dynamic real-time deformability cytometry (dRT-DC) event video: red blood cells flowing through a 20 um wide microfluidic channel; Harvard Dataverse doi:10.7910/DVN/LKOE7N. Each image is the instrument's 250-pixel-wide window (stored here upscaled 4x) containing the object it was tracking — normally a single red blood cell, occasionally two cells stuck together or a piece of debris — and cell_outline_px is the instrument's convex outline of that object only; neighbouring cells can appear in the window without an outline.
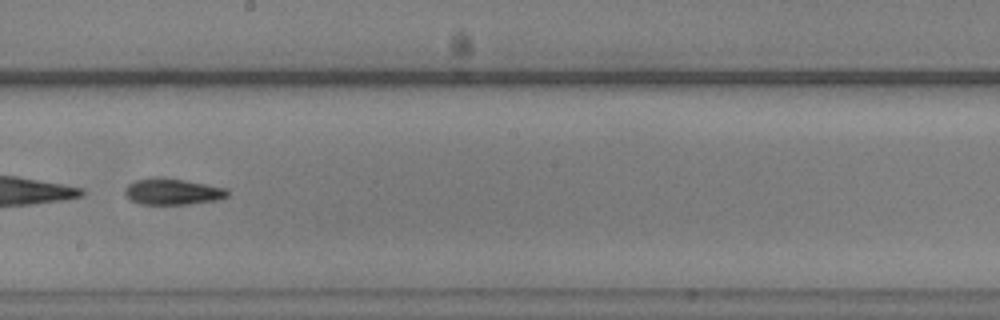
{"species": "common noctule bat (a hibernating species)", "species_latin": "Nyctalus noctula", "temperature_condition": "warm", "stored_images_in_passage": 53, "segment_of_instrument_passage": [2, 2], "camera_frame_rate_fps": 3000, "um_per_image_px": 0.085, "animal": {"sex": "male", "body_mass_g": 20.5, "forearm_length_mm": 52.5}, "frame": {"image": 1, "passage_image": 30, "time_ms": 9.667, "image_size_px": [1000, 320], "cell_outline_px": [[228, 196], [216, 200], [188, 204], [140, 204], [128, 200], [124, 196], [124, 188], [128, 184], [136, 180], [156, 176], [160, 176], [184, 180], [228, 188]], "centroid_in_image_um": [14.61, 16.28], "position_along_channel_um": 233.6, "area_um2": 15.95}}